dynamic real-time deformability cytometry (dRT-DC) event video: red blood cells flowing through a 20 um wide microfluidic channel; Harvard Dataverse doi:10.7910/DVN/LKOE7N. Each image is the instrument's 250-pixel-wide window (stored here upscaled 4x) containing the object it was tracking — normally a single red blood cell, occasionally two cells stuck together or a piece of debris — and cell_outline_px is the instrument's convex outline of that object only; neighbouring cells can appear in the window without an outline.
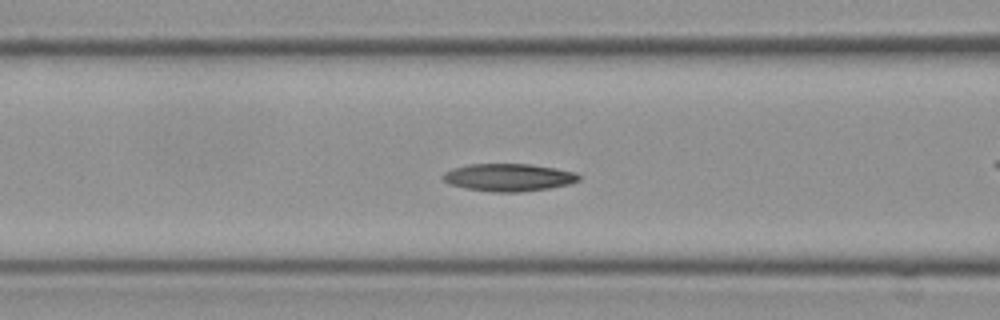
{"species": "Egyptian fruit bat (a non-hibernating species)", "species_latin": "Rousettus aegyptiacus", "temperature_condition": "cold", "stored_images_in_passage": 34, "camera_frame_rate_fps": 3000, "um_per_image_px": 0.085, "frame": {"image": 1, "passage_image": 13, "time_ms": 4.0, "image_size_px": [1000, 320], "cell_outline_px": [[580, 180], [568, 184], [548, 188], [520, 192], [492, 192], [464, 188], [448, 184], [440, 176], [444, 172], [452, 168], [468, 164], [532, 164], [556, 168], [576, 172], [580, 176]], "centroid_in_image_um": [43.2, 15.07], "position_along_channel_um": 123.4, "area_um2": 22.02}}
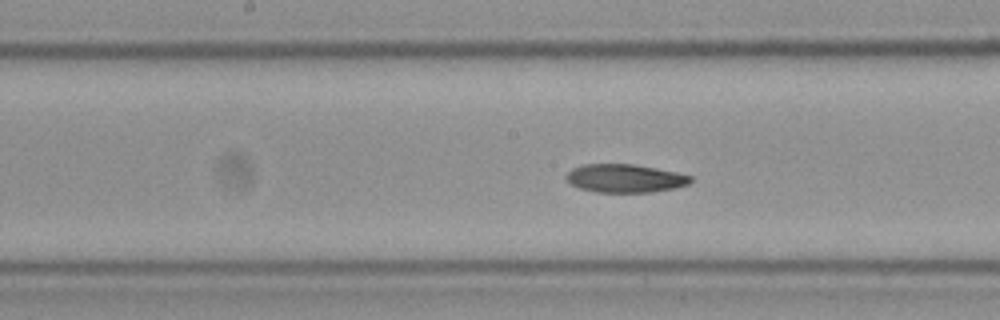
{"frame": {"image": 2, "passage_image": 19, "time_ms": 6.0, "image_size_px": [1000, 320], "cell_outline_px": [[692, 180], [688, 184], [672, 188], [652, 192], [596, 192], [580, 188], [572, 184], [564, 176], [572, 168], [584, 164], [632, 164], [676, 172], [692, 176]], "centroid_in_image_um": [53.1, 15.15], "position_along_channel_um": 195.1, "area_um2": 20.29}}
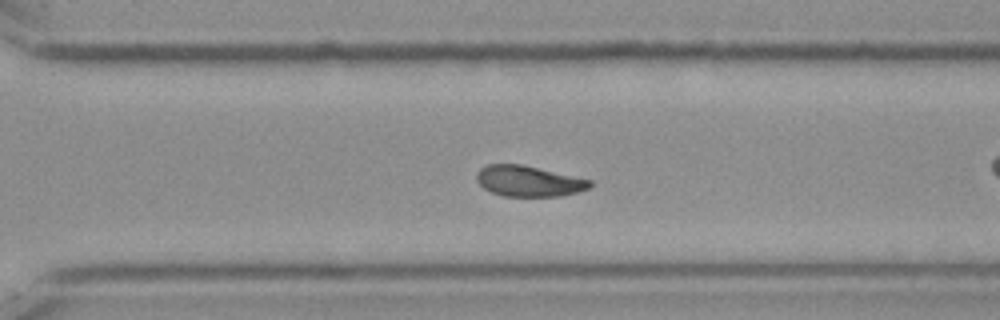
{"frame": {"image": 3, "passage_image": 30, "time_ms": 9.667, "image_size_px": [1000, 320], "cell_outline_px": [[592, 188], [580, 192], [560, 196], [504, 196], [492, 192], [484, 188], [476, 180], [476, 172], [480, 168], [488, 164], [524, 164], [592, 180]], "centroid_in_image_um": [44.97, 15.39], "position_along_channel_um": 325.6, "area_um2": 20.58}, "authors_computed_cell_mechanics": {"area_um2": 21.2415, "velocity_mm_per_s": 3.571, "shape_relaxation_time_tau1_ms": 10.981, "shape_relaxation_time_tau2_ms": 4.4388, "deformation_change_tau1": 0.2045, "deformation_change_tau2": 0.0811}}